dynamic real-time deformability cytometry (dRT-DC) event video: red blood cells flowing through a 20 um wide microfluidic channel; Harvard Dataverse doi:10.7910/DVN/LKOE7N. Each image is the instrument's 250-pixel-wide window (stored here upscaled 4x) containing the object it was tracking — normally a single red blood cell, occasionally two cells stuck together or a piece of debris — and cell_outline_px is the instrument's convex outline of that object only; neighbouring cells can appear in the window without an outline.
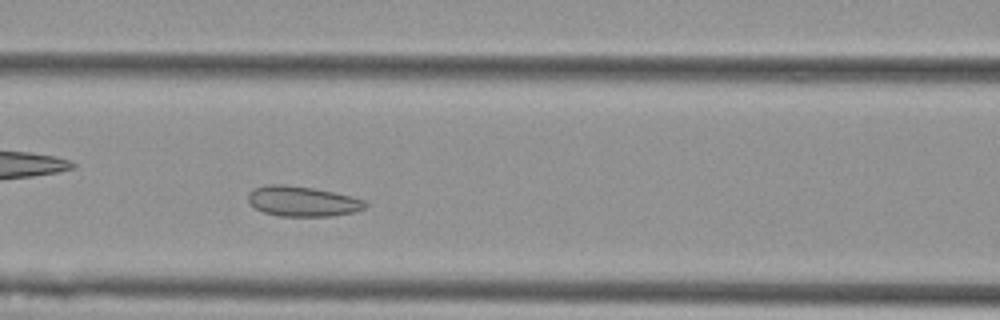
{"species": "Egyptian fruit bat (a non-hibernating species)", "species_latin": "Rousettus aegyptiacus", "temperature_condition": "cold", "stored_images_in_passage": 45, "camera_frame_rate_fps": 3000, "um_per_image_px": 0.085, "animal": {"sex": "female"}, "frame": {"image": 1, "passage_image": 12, "time_ms": 3.667, "image_size_px": [1000, 320], "cell_outline_px": [[368, 204], [364, 208], [352, 212], [332, 216], [280, 216], [264, 212], [256, 208], [248, 200], [248, 192], [256, 188], [268, 184], [284, 184], [312, 188], [332, 192], [364, 200]], "centroid_in_image_um": [25.68, 17.11], "position_along_channel_um": 140.9, "area_um2": 20.29}}
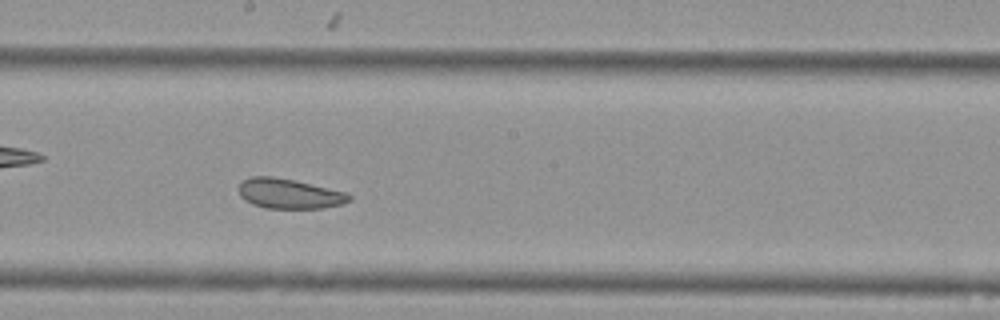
{"frame": {"image": 2, "passage_image": 19, "time_ms": 6.0, "image_size_px": [1000, 320], "cell_outline_px": [[352, 200], [344, 204], [324, 208], [264, 208], [252, 204], [244, 200], [240, 196], [240, 180], [252, 176], [272, 176], [292, 180], [348, 192], [352, 196]], "centroid_in_image_um": [24.61, 16.47], "position_along_channel_um": 223.6, "area_um2": 19.42}}
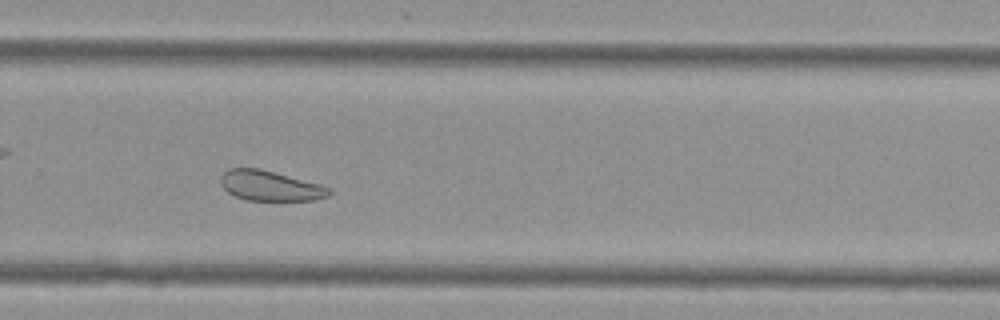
{"frame": {"image": 3, "passage_image": 26, "time_ms": 8.333, "image_size_px": [1000, 320], "cell_outline_px": [[332, 192], [328, 196], [312, 200], [248, 200], [236, 196], [228, 192], [220, 184], [220, 176], [228, 168], [260, 168], [320, 184], [332, 188]], "centroid_in_image_um": [22.96, 15.78], "position_along_channel_um": 306.8, "area_um2": 19.02}, "authors_computed_cell_mechanics": {"area_um2": 21.4438, "velocity_mm_per_s": 3.5733, "shape_relaxation_time_tau1_ms": null, "shape_relaxation_time_tau2_ms": 3.1214, "deformation_change_tau1": null, "deformation_change_tau2": 0.0625}}